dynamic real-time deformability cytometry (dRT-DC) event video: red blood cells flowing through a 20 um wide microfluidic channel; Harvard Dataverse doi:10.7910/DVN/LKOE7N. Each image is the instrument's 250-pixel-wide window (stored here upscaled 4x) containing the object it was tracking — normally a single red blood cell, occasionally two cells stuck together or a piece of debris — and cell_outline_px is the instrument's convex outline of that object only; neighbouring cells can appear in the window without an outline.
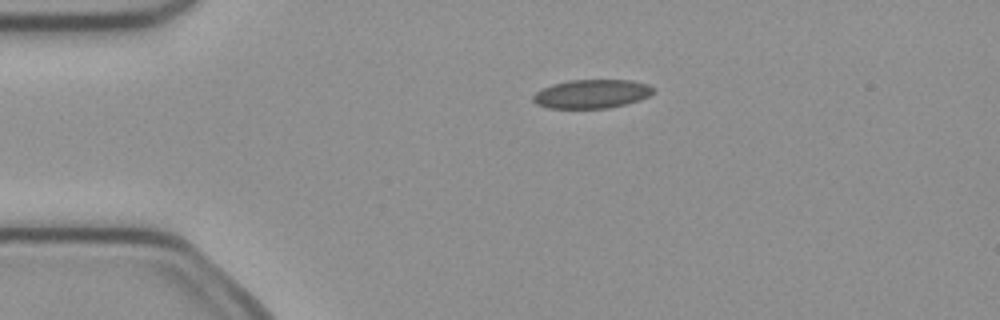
{"species": "common noctule bat (a hibernating species)", "species_latin": "Nyctalus noctula", "temperature_condition": "cold", "stored_images_in_passage": 2, "camera_frame_rate_fps": 3000, "um_per_image_px": 0.085, "animal": {"sex": "female", "body_mass_g": 21.9}, "frame": {"image": 1, "passage_image": 1, "time_ms": 0.0, "image_size_px": [1000, 320], "cell_outline_px": [[656, 92], [640, 100], [608, 108], [548, 108], [536, 104], [532, 100], [532, 96], [536, 92], [552, 84], [568, 80], [632, 80], [648, 84], [656, 88]], "centroid_in_image_um": [50.32, 7.97], "position_along_channel_um": 34.7, "area_um2": 20.29}}